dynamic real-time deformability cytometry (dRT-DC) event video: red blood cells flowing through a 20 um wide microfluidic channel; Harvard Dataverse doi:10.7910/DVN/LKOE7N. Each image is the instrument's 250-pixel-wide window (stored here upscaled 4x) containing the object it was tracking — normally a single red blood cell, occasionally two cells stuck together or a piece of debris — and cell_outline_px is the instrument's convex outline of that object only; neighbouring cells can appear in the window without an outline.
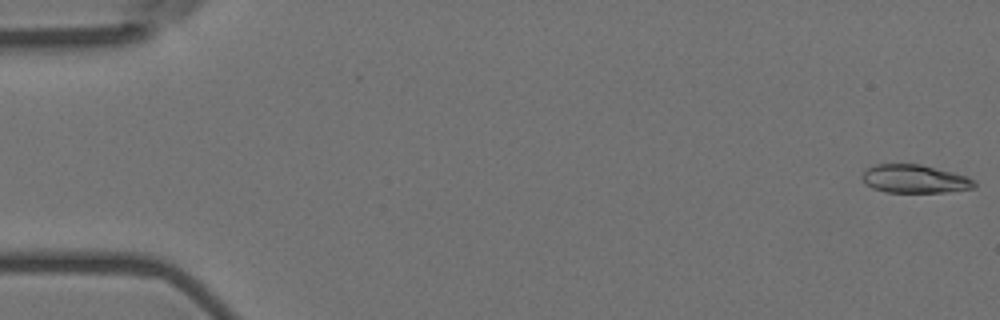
{"species": "Egyptian fruit bat (a non-hibernating species)", "species_latin": "Rousettus aegyptiacus", "temperature_condition": "room temperature", "stored_images_in_passage": 54, "camera_frame_rate_fps": 3000, "um_per_image_px": 0.085, "animal": {"sex": "female"}, "frame": {"image": 1, "passage_image": 1, "time_ms": 0.0, "image_size_px": [1000, 320], "cell_outline_px": [[976, 188], [944, 192], [888, 192], [872, 188], [864, 184], [860, 176], [864, 168], [876, 164], [920, 164], [968, 176], [976, 180]], "centroid_in_image_um": [77.72, 15.2], "position_along_channel_um": 7.3, "area_um2": 18.79}}
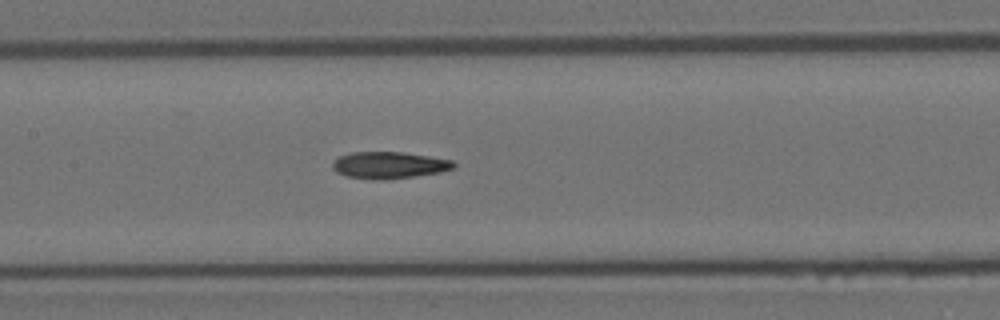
{"frame": {"image": 2, "passage_image": 26, "time_ms": 8.333, "image_size_px": [1000, 320], "cell_outline_px": [[456, 168], [440, 172], [384, 180], [380, 180], [348, 176], [336, 172], [332, 168], [332, 164], [340, 156], [352, 152], [404, 152], [452, 160], [456, 164]], "centroid_in_image_um": [33.1, 14.03], "position_along_channel_um": 174.3, "area_um2": 18.73}}
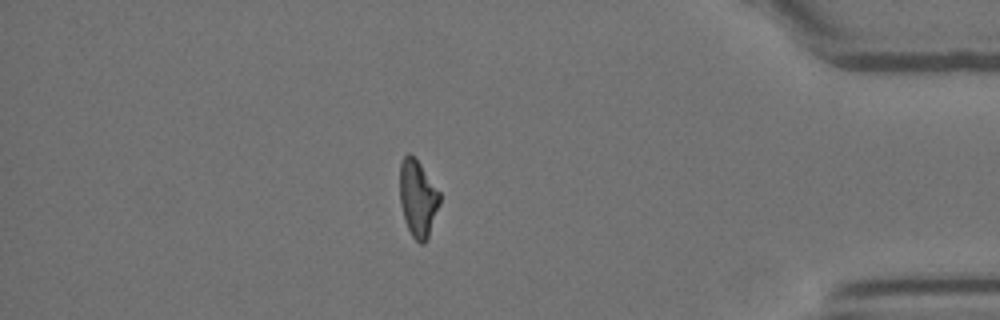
{"frame": {"image": 3, "passage_image": 47, "time_ms": 15.333, "image_size_px": [1000, 320], "cell_outline_px": [[440, 204], [428, 236], [424, 244], [420, 244], [412, 236], [408, 228], [404, 216], [400, 200], [400, 164], [404, 156], [408, 152], [412, 152], [440, 192]], "centroid_in_image_um": [35.52, 16.82], "position_along_channel_um": 399.7, "area_um2": 17.8}, "authors_computed_cell_mechanics": {"area_um2": 18.7272, "velocity_mm_per_s": 3.7543, "shape_relaxation_time_tau1_ms": null, "shape_relaxation_time_tau2_ms": 6.6004, "deformation_change_tau1": null, "deformation_change_tau2": 0.171}}